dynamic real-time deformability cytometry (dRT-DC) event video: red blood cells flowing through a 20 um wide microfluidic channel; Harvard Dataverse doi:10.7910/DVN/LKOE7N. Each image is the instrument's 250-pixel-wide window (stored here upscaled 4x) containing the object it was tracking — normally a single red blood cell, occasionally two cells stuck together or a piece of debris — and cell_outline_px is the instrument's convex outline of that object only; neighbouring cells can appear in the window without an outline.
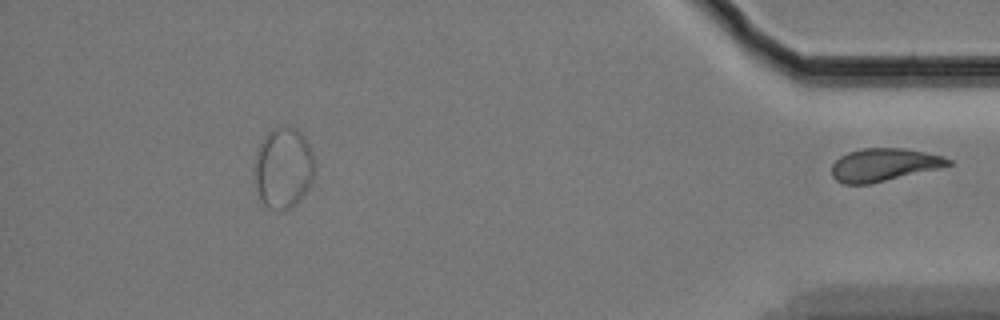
{"species": "Egyptian fruit bat (a non-hibernating species)", "species_latin": "Rousettus aegyptiacus", "temperature_condition": "cold", "stored_images_in_passage": 55, "segment_of_instrument_passage": [2, 2], "camera_frame_rate_fps": 3000, "um_per_image_px": 0.085, "animal": {"sex": "female"}, "frame": {"image": 1, "passage_image": 55, "time_ms": 18.0, "image_size_px": [1000, 320], "cell_outline_px": [[952, 164], [940, 168], [868, 184], [844, 184], [836, 180], [832, 176], [832, 164], [840, 156], [848, 152], [864, 148], [904, 148], [944, 156], [952, 160]], "centroid_in_image_um": [75.13, 14.0], "position_along_channel_um": 360.1, "area_um2": 22.2}}